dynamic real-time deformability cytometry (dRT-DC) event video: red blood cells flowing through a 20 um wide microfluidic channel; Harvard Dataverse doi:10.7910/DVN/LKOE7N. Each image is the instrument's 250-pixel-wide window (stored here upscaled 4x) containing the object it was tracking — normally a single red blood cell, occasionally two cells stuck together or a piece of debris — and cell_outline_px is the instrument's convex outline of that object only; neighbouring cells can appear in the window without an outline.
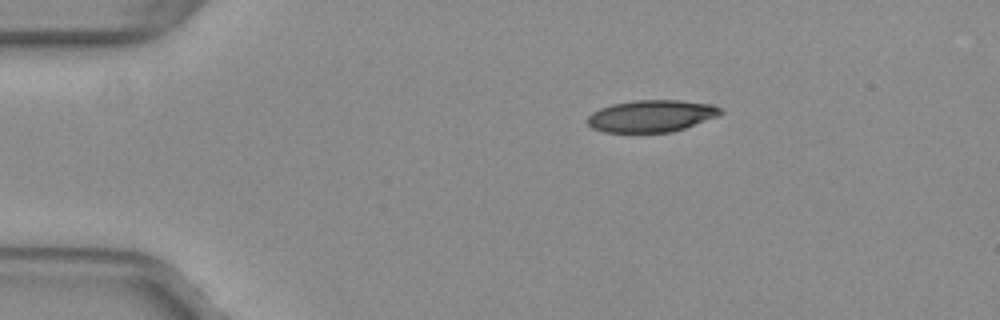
{"species": "common noctule bat (a hibernating species)", "species_latin": "Nyctalus noctula", "temperature_condition": "warm", "stored_images_in_passage": 33, "camera_frame_rate_fps": 3000, "um_per_image_px": 0.085, "animal": {"sex": "female", "body_mass_g": 29.2, "forearm_length_mm": 56.3}, "frame": {"image": 1, "passage_image": 1, "time_ms": 0.0, "image_size_px": [1000, 320], "cell_outline_px": [[724, 112], [716, 116], [684, 128], [672, 132], [604, 132], [592, 128], [588, 124], [588, 116], [592, 112], [600, 108], [612, 104], [636, 100], [680, 100], [712, 104], [720, 108]], "centroid_in_image_um": [55.35, 9.85], "position_along_channel_um": 29.6, "area_um2": 24.62}}
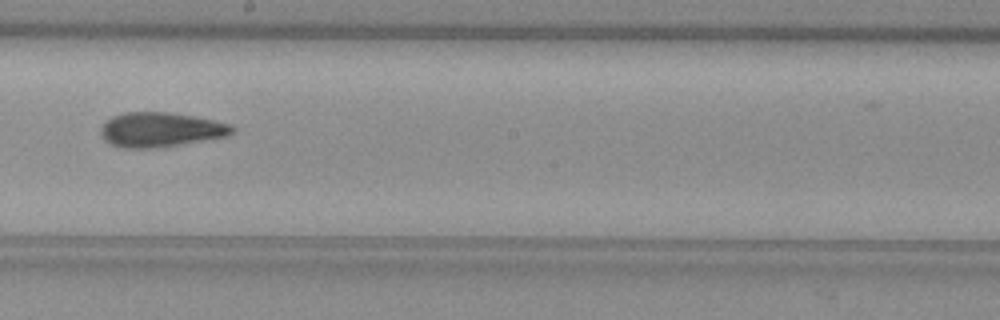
{"frame": {"image": 2, "passage_image": 21, "time_ms": 6.667, "image_size_px": [1000, 320], "cell_outline_px": [[236, 128], [232, 132], [224, 136], [156, 148], [124, 148], [112, 144], [104, 140], [100, 132], [100, 128], [112, 116], [124, 112], [168, 112], [192, 116], [232, 124]], "centroid_in_image_um": [13.61, 11.01], "position_along_channel_um": 234.6, "area_um2": 26.13}}
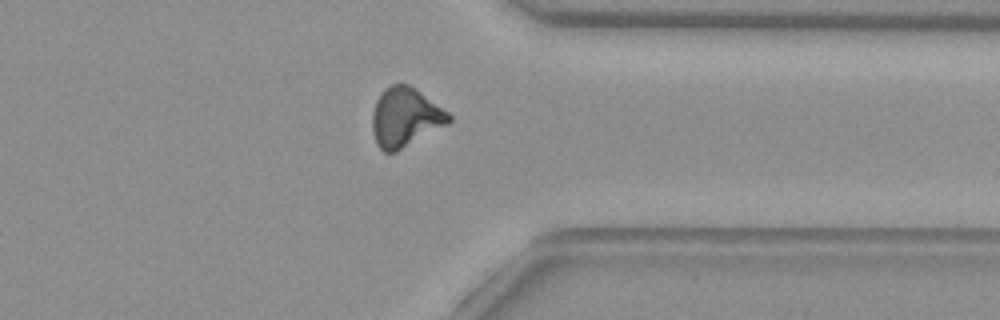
{"frame": {"image": 3, "passage_image": 32, "time_ms": 10.333, "image_size_px": [1000, 320], "cell_outline_px": [[452, 120], [448, 124], [396, 152], [384, 152], [376, 144], [372, 132], [372, 112], [376, 100], [380, 92], [384, 88], [392, 84], [408, 84], [416, 88], [448, 112], [452, 116]], "centroid_in_image_um": [34.43, 9.97], "position_along_channel_um": 377.0, "area_um2": 26.59}}